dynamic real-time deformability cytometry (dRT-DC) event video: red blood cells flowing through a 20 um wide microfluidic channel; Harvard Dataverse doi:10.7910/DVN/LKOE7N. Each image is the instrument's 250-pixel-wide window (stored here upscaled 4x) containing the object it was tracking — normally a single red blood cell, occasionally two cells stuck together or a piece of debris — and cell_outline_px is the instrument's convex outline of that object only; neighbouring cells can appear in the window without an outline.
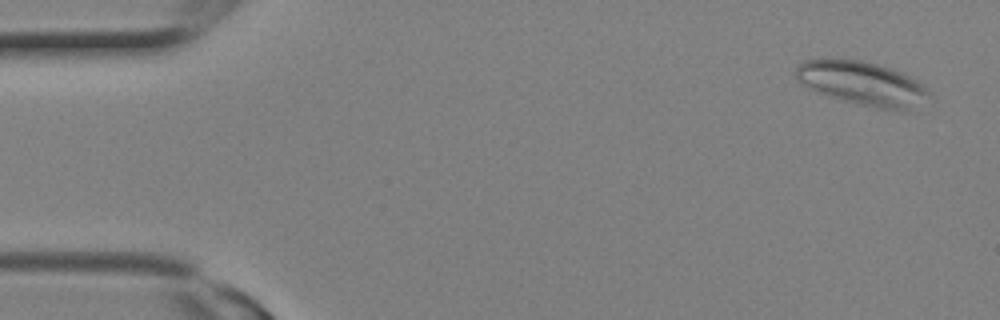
{"species": "Egyptian fruit bat (a non-hibernating species)", "species_latin": "Rousettus aegyptiacus", "temperature_condition": "room temperature", "stored_images_in_passage": 6, "camera_frame_rate_fps": 3000, "um_per_image_px": 0.085, "animal": {"sex": "female"}, "frame": {"image": 1, "passage_image": 1, "time_ms": 0.0, "image_size_px": [1000, 320], "cell_outline_px": [[932, 92], [912, 112], [880, 108], [860, 104], [824, 92], [804, 84], [796, 76], [796, 68], [804, 60], [832, 56], [860, 60], [880, 64], [892, 68], [916, 80]], "centroid_in_image_um": [73.36, 7.04], "position_along_channel_um": 11.6, "area_um2": 33.7}}